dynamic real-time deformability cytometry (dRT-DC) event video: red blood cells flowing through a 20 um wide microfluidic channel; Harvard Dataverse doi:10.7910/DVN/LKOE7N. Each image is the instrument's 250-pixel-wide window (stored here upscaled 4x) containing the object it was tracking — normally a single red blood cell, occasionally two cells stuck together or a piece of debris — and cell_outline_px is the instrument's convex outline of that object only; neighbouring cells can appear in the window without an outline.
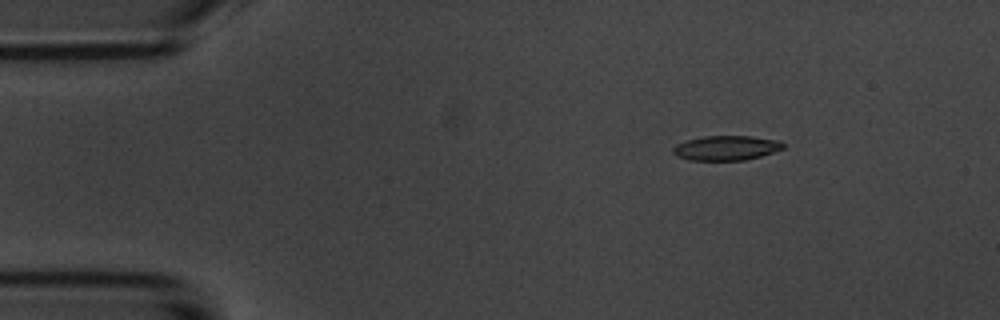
{"species": "common noctule bat (a hibernating species)", "species_latin": "Nyctalus noctula", "temperature_condition": "room temperature", "stored_images_in_passage": 5, "camera_frame_rate_fps": 3000, "um_per_image_px": 0.085, "animal": {"sex": "male", "body_mass_g": 20.1, "forearm_length_mm": 53.5}, "frame": {"image": 1, "passage_image": 3, "time_ms": 2.333, "image_size_px": [1000, 320], "cell_outline_px": [[784, 148], [760, 156], [744, 160], [688, 160], [676, 156], [672, 152], [672, 148], [676, 144], [688, 140], [704, 136], [752, 136], [780, 140], [784, 144]], "centroid_in_image_um": [61.71, 12.57], "position_along_channel_um": 23.3, "area_um2": 15.84}}